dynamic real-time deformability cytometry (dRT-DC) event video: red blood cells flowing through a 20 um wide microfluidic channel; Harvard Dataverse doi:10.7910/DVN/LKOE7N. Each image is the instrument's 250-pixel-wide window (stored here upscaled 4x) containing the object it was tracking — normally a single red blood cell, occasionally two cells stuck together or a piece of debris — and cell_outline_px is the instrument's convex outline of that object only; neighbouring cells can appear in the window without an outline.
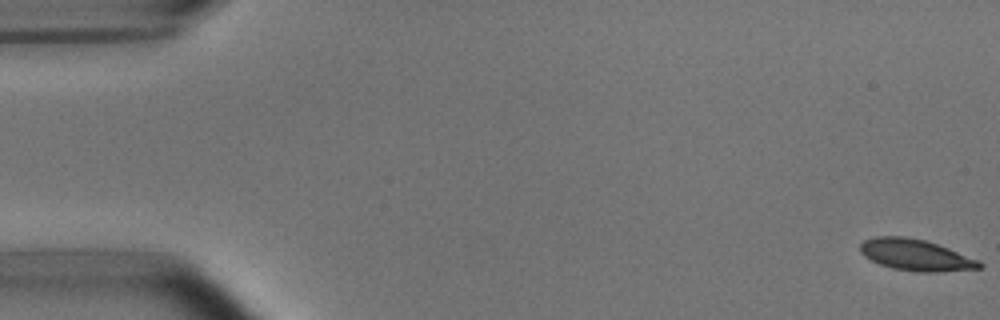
{"species": "common noctule bat (a hibernating species)", "species_latin": "Nyctalus noctula", "temperature_condition": "room temperature", "stored_images_in_passage": 54, "camera_frame_rate_fps": 3000, "um_per_image_px": 0.085, "animal": {"sex": "male", "body_mass_g": 15.6}, "frame": {"image": 1, "passage_image": 1, "time_ms": 0.0, "image_size_px": [1000, 320], "cell_outline_px": [[984, 264], [980, 268], [940, 272], [916, 272], [892, 268], [880, 264], [864, 256], [860, 252], [860, 244], [864, 240], [876, 236], [904, 236], [924, 240], [948, 248], [980, 260]], "centroid_in_image_um": [77.84, 21.68], "position_along_channel_um": 7.2, "area_um2": 21.79}}
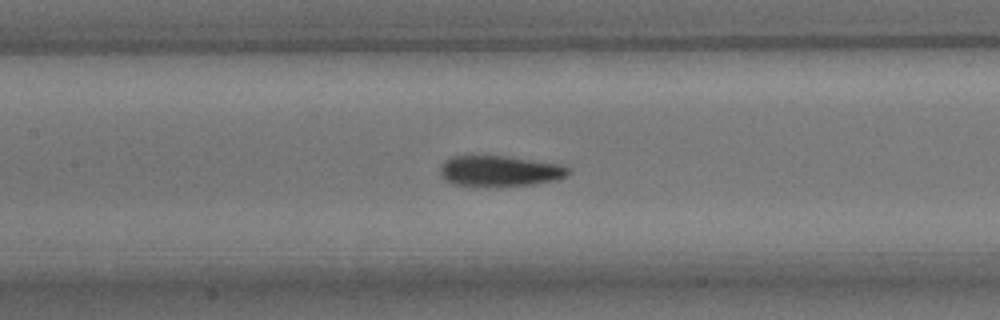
{"frame": {"image": 2, "passage_image": 25, "time_ms": 8.0, "image_size_px": [1000, 320], "cell_outline_px": [[572, 172], [568, 176], [556, 180], [532, 184], [496, 188], [472, 188], [452, 184], [444, 180], [440, 176], [440, 164], [444, 160], [452, 156], [504, 156], [564, 164]], "centroid_in_image_um": [42.44, 14.58], "position_along_channel_um": 165.0, "area_um2": 24.04}}
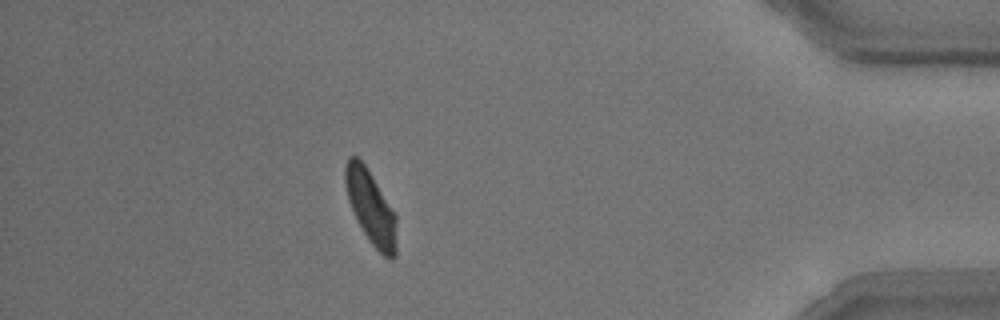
{"frame": {"image": 3, "passage_image": 48, "time_ms": 15.667, "image_size_px": [1000, 320], "cell_outline_px": [[396, 256], [392, 260], [388, 260], [372, 244], [364, 232], [348, 200], [344, 180], [344, 168], [348, 156], [356, 156], [364, 164], [396, 212]], "centroid_in_image_um": [31.54, 17.62], "position_along_channel_um": 403.7, "area_um2": 21.91}, "authors_computed_cell_mechanics": {"area_um2": 22.5709, "velocity_mm_per_s": 3.7132, "shape_relaxation_time_tau1_ms": 3.1947, "shape_relaxation_time_tau2_ms": 2.1162, "deformation_change_tau1": 0.1271, "deformation_change_tau2": 0.0784}}